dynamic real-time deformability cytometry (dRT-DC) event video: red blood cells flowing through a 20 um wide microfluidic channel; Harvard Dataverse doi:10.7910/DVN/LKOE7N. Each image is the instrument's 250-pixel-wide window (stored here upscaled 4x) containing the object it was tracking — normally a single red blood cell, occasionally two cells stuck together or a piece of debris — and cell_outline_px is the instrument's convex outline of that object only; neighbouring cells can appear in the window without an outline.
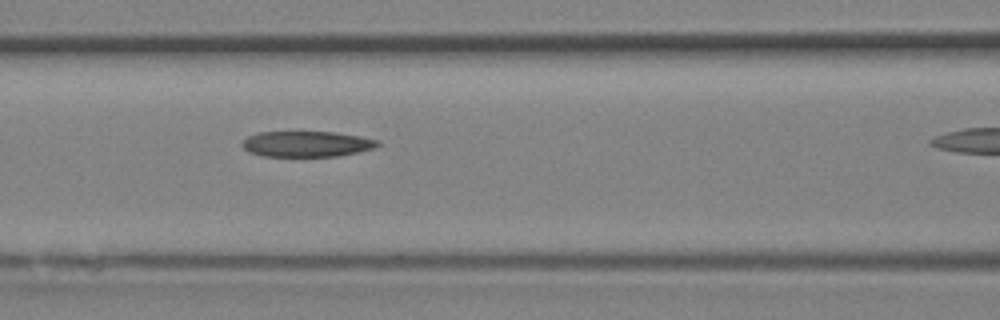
{"species": "Egyptian fruit bat (a non-hibernating species)", "species_latin": "Rousettus aegyptiacus", "temperature_condition": "room temperature", "stored_images_in_passage": 6, "segment_of_instrument_passage": [1, 2], "camera_frame_rate_fps": 3000, "um_per_image_px": 0.085, "animal": {"sex": "female"}, "frame": {"image": 1, "passage_image": 5, "time_ms": 1.333, "image_size_px": [1000, 320], "cell_outline_px": [[380, 144], [376, 148], [340, 156], [264, 156], [248, 152], [240, 144], [248, 136], [260, 132], [332, 132], [360, 136], [380, 140]], "centroid_in_image_um": [26.1, 12.24], "position_along_channel_um": 140.5, "area_um2": 20.35}}